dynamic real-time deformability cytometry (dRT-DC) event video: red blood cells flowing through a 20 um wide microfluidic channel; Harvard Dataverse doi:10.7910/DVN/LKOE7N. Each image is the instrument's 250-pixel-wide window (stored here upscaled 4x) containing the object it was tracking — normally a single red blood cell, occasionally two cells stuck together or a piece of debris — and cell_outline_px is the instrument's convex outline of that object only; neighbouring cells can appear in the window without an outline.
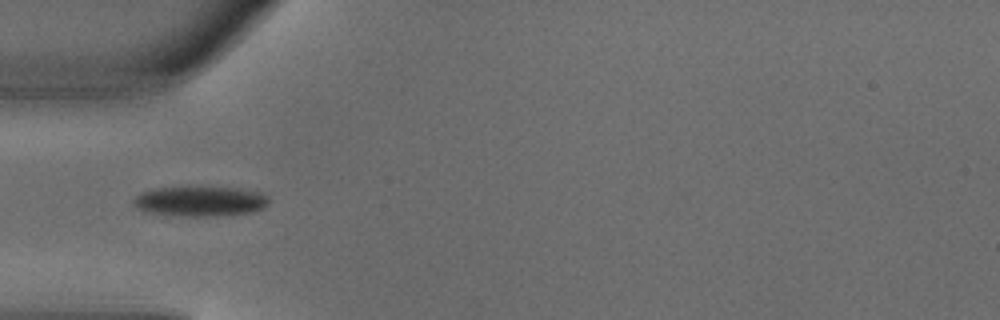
{"species": "common noctule bat (a hibernating species)", "species_latin": "Nyctalus noctula", "temperature_condition": "warm", "stored_images_in_passage": 5, "camera_frame_rate_fps": 3000, "um_per_image_px": 0.085, "animal": {"sex": "male", "body_mass_g": 18.8}, "frame": {"image": 1, "passage_image": 5, "time_ms": 1.333, "image_size_px": [1000, 320], "cell_outline_px": [[268, 204], [264, 208], [248, 212], [212, 216], [192, 216], [148, 212], [136, 208], [132, 200], [140, 192], [156, 188], [188, 184], [240, 188], [260, 192], [268, 196]], "centroid_in_image_um": [16.99, 17.04], "position_along_channel_um": 68.0, "area_um2": 24.39}}